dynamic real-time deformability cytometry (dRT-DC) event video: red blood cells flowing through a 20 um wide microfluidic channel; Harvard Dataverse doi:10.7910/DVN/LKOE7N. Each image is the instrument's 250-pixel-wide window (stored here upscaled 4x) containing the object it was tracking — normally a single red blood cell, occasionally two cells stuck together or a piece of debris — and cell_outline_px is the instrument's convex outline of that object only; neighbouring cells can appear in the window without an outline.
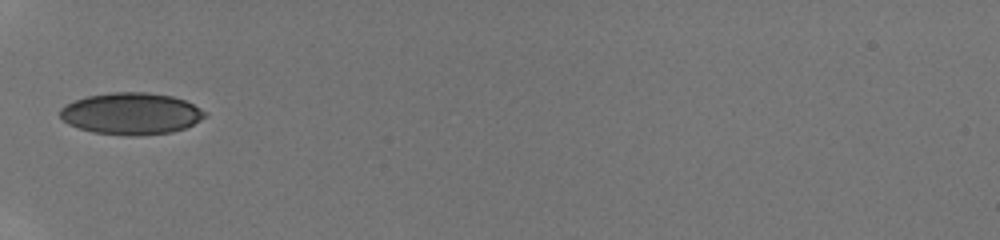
{"species": "human", "species_latin": "Homo sapiens", "temperature_condition": "room temperature", "stored_images_in_passage": 3, "camera_frame_rate_fps": 3000, "um_per_image_px": 0.085, "donor": {"sex": "male"}, "frame": {"image": 1, "passage_image": 1, "time_ms": 0.0, "image_size_px": [1000, 240], "cell_outline_px": [[208, 116], [184, 128], [172, 132], [140, 136], [128, 136], [92, 132], [68, 124], [60, 116], [60, 108], [76, 100], [88, 96], [112, 92], [148, 92], [172, 96], [184, 100], [208, 112]], "centroid_in_image_um": [11.18, 9.66], "position_along_channel_um": 73.8, "area_um2": 35.26}}